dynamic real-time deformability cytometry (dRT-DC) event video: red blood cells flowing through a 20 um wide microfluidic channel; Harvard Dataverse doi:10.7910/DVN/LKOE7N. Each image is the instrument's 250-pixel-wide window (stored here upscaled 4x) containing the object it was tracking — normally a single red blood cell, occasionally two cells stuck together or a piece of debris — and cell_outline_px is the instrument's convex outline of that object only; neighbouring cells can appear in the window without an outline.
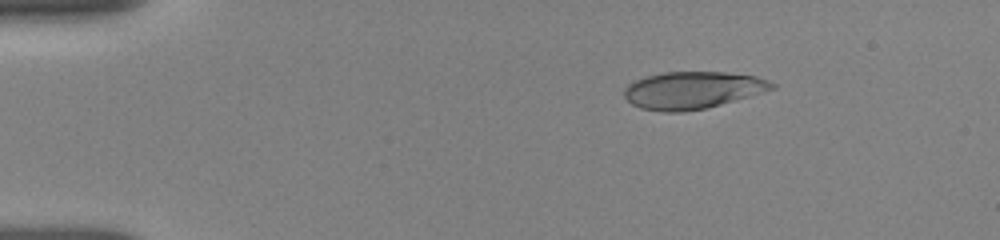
{"species": "human", "species_latin": "Homo sapiens", "temperature_condition": "room temperature", "stored_images_in_passage": 23, "camera_frame_rate_fps": 3000, "um_per_image_px": 0.085, "donor": {"sex": "female"}, "frame": {"image": 1, "passage_image": 3, "time_ms": 2.0, "image_size_px": [1000, 240], "cell_outline_px": [[776, 88], [720, 104], [704, 108], [684, 112], [664, 112], [640, 108], [632, 104], [624, 96], [624, 88], [628, 84], [636, 80], [648, 76], [664, 72], [724, 72], [756, 76], [768, 80], [776, 84]], "centroid_in_image_um": [58.85, 7.66], "position_along_channel_um": 26.1, "area_um2": 31.79}}
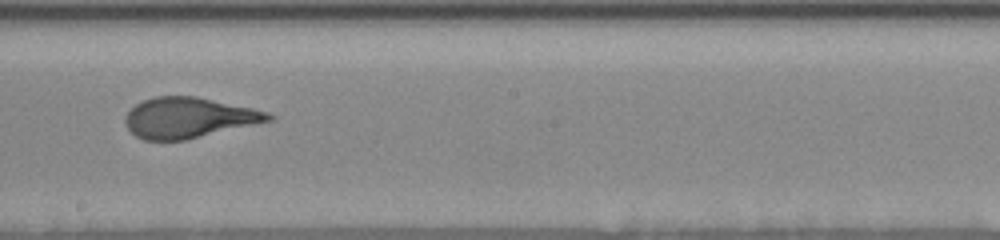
{"frame": {"image": 2, "passage_image": 13, "time_ms": 9.333, "image_size_px": [1000, 240], "cell_outline_px": [[276, 116], [272, 120], [184, 140], [144, 140], [136, 136], [128, 128], [124, 120], [128, 112], [136, 104], [144, 100], [156, 96], [192, 96], [252, 108], [268, 112]], "centroid_in_image_um": [16.03, 10.01], "position_along_channel_um": 232.2, "area_um2": 33.23}}
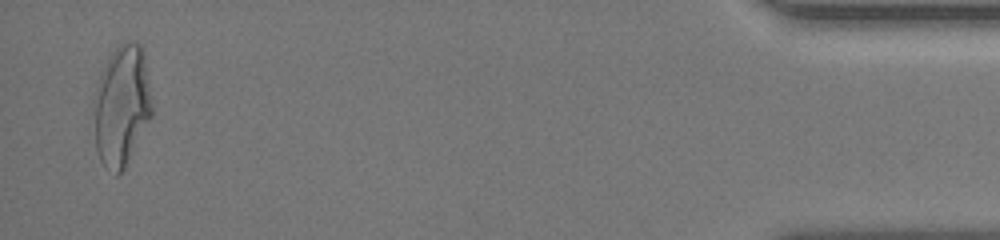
{"frame": {"image": 3, "passage_image": 23, "time_ms": 16.333, "image_size_px": [1000, 240], "cell_outline_px": [[152, 116], [124, 168], [116, 176], [100, 160], [96, 148], [96, 84], [100, 72], [112, 52], [120, 44], [132, 40], [140, 44], [144, 52], [152, 104]], "centroid_in_image_um": [10.37, 8.94], "position_along_channel_um": 424.8, "area_um2": 40.17}, "authors_computed_cell_mechanics": {"area_um2": 34.1598, "velocity_mm_per_s": 3.8381, "shape_relaxation_time_tau1_ms": 3.4456, "shape_relaxation_time_tau2_ms": null, "deformation_change_tau1": 0.198, "deformation_change_tau2": null}}